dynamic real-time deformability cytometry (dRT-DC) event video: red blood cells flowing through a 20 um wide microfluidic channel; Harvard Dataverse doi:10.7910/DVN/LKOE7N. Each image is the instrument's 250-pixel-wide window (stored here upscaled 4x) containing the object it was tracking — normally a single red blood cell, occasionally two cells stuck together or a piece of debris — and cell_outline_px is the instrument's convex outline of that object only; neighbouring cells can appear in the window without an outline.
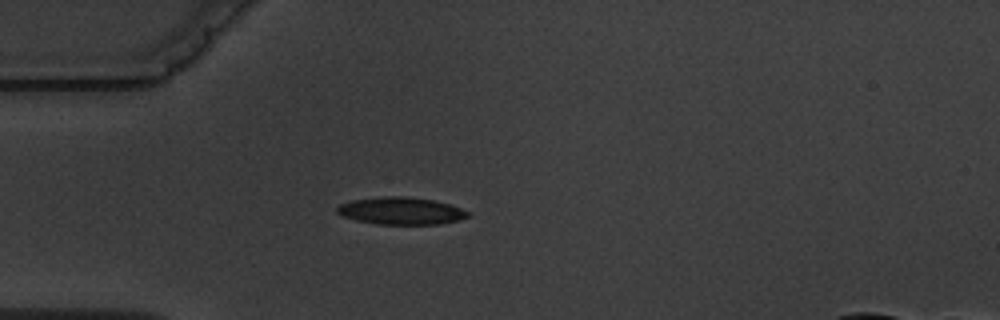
{"species": "common noctule bat (a hibernating species)", "species_latin": "Nyctalus noctula", "temperature_condition": "warm", "stored_images_in_passage": 2, "camera_frame_rate_fps": 3000, "um_per_image_px": 0.085, "animal": {"sex": "male", "body_mass_g": 19.5, "forearm_length_mm": 54.6}, "frame": {"image": 1, "passage_image": 1, "time_ms": 0.0, "image_size_px": [1000, 320], "cell_outline_px": [[472, 212], [468, 216], [460, 220], [440, 224], [376, 224], [356, 220], [344, 216], [336, 212], [336, 208], [340, 204], [352, 200], [384, 196], [404, 196], [432, 200], [448, 204]], "centroid_in_image_um": [34.09, 17.93], "position_along_channel_um": 50.9, "area_um2": 20.75}}